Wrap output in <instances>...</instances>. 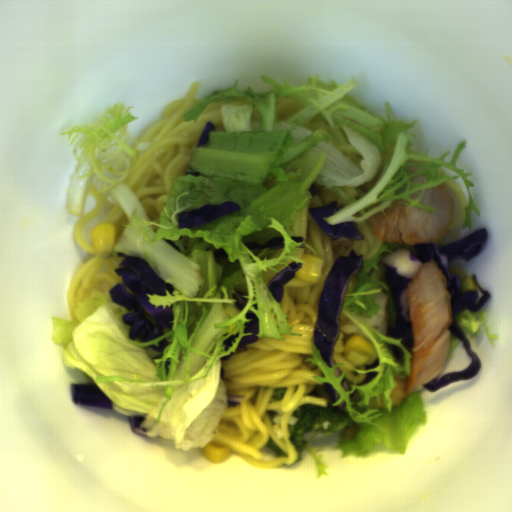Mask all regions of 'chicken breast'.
<instances>
[{"instance_id": "obj_1", "label": "chicken breast", "mask_w": 512, "mask_h": 512, "mask_svg": "<svg viewBox=\"0 0 512 512\" xmlns=\"http://www.w3.org/2000/svg\"><path fill=\"white\" fill-rule=\"evenodd\" d=\"M407 298L413 356L410 375L404 376L403 400L442 372L449 352L453 304L447 278L434 258L408 282Z\"/></svg>"}, {"instance_id": "obj_2", "label": "chicken breast", "mask_w": 512, "mask_h": 512, "mask_svg": "<svg viewBox=\"0 0 512 512\" xmlns=\"http://www.w3.org/2000/svg\"><path fill=\"white\" fill-rule=\"evenodd\" d=\"M420 205L432 206L426 212L418 206L409 207L403 203L370 215L374 236L390 244L415 245L432 243L447 233L455 213V200L447 185H438L420 190Z\"/></svg>"}, {"instance_id": "obj_3", "label": "chicken breast", "mask_w": 512, "mask_h": 512, "mask_svg": "<svg viewBox=\"0 0 512 512\" xmlns=\"http://www.w3.org/2000/svg\"><path fill=\"white\" fill-rule=\"evenodd\" d=\"M427 178L426 175H416L411 179V182L419 183V184H425Z\"/></svg>"}]
</instances>
